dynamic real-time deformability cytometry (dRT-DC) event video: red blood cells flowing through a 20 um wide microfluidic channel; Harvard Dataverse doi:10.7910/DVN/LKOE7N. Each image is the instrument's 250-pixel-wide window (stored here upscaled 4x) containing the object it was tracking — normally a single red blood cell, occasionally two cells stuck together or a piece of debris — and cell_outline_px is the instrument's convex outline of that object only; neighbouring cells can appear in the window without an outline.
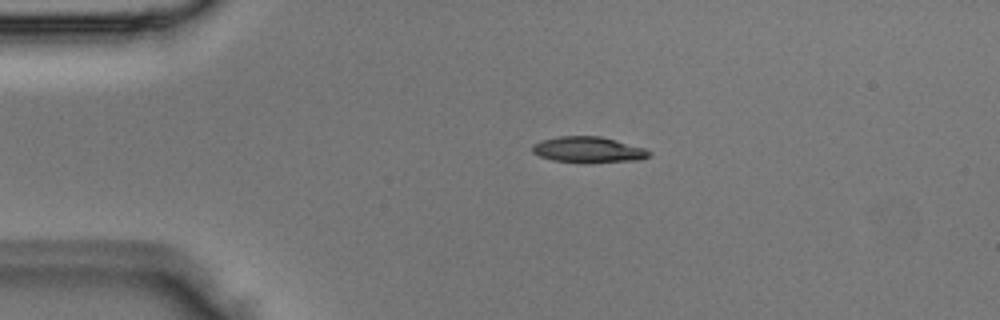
{"species": "Egyptian fruit bat (a non-hibernating species)", "species_latin": "Rousettus aegyptiacus", "temperature_condition": "room temperature", "stored_images_in_passage": 2, "camera_frame_rate_fps": 3000, "um_per_image_px": 0.085, "animal": {"sex": "male"}, "frame": {"image": 1, "passage_image": 2, "time_ms": 0.333, "image_size_px": [1000, 320], "cell_outline_px": [[652, 152], [648, 156], [640, 160], [552, 160], [540, 156], [532, 152], [532, 144], [540, 140], [556, 136], [600, 136], [616, 140], [644, 148]], "centroid_in_image_um": [49.95, 12.66], "position_along_channel_um": 35.1, "area_um2": 16.76}}